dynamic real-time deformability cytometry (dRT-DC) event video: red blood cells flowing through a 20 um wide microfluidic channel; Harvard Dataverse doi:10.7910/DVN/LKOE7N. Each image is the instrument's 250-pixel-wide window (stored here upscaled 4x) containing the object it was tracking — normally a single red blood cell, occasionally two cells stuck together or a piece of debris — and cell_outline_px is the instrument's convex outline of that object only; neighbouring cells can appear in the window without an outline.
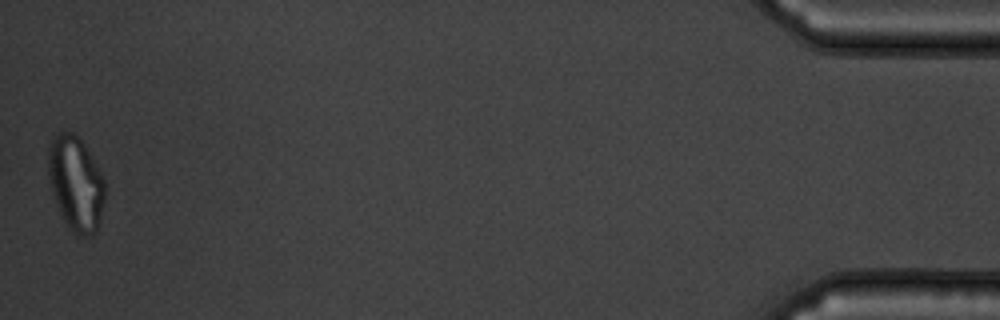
{"species": "common noctule bat (a hibernating species)", "species_latin": "Nyctalus noctula", "temperature_condition": "warm", "stored_images_in_passage": 39, "camera_frame_rate_fps": 3000, "um_per_image_px": 0.085, "animal": {"sex": "male", "body_mass_g": 19.5, "forearm_length_mm": 54.6}, "frame": {"image": 1, "passage_image": 39, "time_ms": 12.667, "image_size_px": [1000, 320], "cell_outline_px": [[104, 200], [96, 232], [92, 236], [76, 236], [68, 228], [56, 204], [52, 192], [48, 172], [48, 148], [52, 140], [60, 132], [72, 132], [84, 144], [100, 172], [104, 180]], "centroid_in_image_um": [6.43, 15.63], "position_along_channel_um": 428.8, "area_um2": 30.87}}